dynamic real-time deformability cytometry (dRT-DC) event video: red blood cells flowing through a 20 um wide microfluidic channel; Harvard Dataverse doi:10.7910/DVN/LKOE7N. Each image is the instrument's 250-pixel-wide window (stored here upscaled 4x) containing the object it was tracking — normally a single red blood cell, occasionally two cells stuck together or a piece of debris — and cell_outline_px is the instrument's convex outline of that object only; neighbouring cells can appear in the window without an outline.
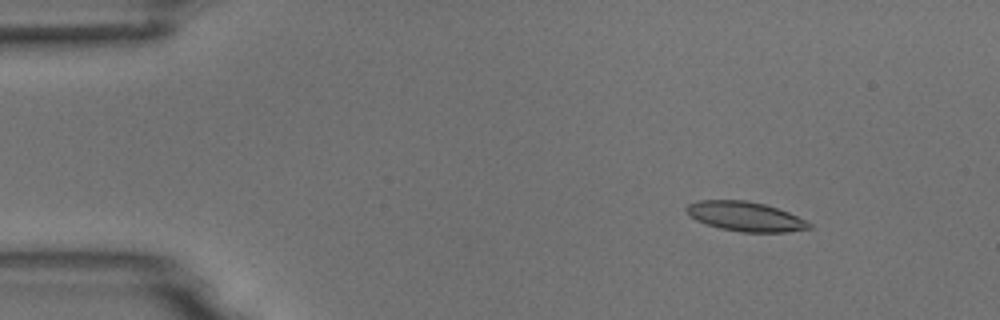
{"species": "common noctule bat (a hibernating species)", "species_latin": "Nyctalus noctula", "temperature_condition": "room temperature", "stored_images_in_passage": 4, "camera_frame_rate_fps": 3000, "um_per_image_px": 0.085, "animal": {"sex": "male", "body_mass_g": 18.8}, "frame": {"image": 1, "passage_image": 2, "time_ms": 1.333, "image_size_px": [1000, 320], "cell_outline_px": [[812, 228], [788, 232], [740, 232], [720, 228], [696, 220], [688, 216], [684, 208], [688, 204], [700, 200], [744, 200], [764, 204], [788, 212], [812, 224]], "centroid_in_image_um": [63.32, 18.4], "position_along_channel_um": 21.7, "area_um2": 21.04}}